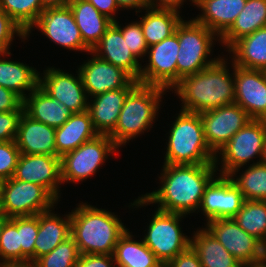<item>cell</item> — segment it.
<instances>
[{"label":"cell","instance_id":"cell-57","mask_svg":"<svg viewBox=\"0 0 266 267\" xmlns=\"http://www.w3.org/2000/svg\"><path fill=\"white\" fill-rule=\"evenodd\" d=\"M159 267H169L168 264H161Z\"/></svg>","mask_w":266,"mask_h":267},{"label":"cell","instance_id":"cell-12","mask_svg":"<svg viewBox=\"0 0 266 267\" xmlns=\"http://www.w3.org/2000/svg\"><path fill=\"white\" fill-rule=\"evenodd\" d=\"M33 28H37L50 42L69 51L90 52L83 43L80 30L76 24L74 14L69 6L49 7L40 14L37 21L26 32L29 39Z\"/></svg>","mask_w":266,"mask_h":267},{"label":"cell","instance_id":"cell-55","mask_svg":"<svg viewBox=\"0 0 266 267\" xmlns=\"http://www.w3.org/2000/svg\"><path fill=\"white\" fill-rule=\"evenodd\" d=\"M4 215L3 213V209H2V196H1V192H0V217H2Z\"/></svg>","mask_w":266,"mask_h":267},{"label":"cell","instance_id":"cell-33","mask_svg":"<svg viewBox=\"0 0 266 267\" xmlns=\"http://www.w3.org/2000/svg\"><path fill=\"white\" fill-rule=\"evenodd\" d=\"M145 10V14L138 17H140L139 22L148 47L158 44L174 34L177 25L183 19L180 16L181 12L175 10L151 7Z\"/></svg>","mask_w":266,"mask_h":267},{"label":"cell","instance_id":"cell-20","mask_svg":"<svg viewBox=\"0 0 266 267\" xmlns=\"http://www.w3.org/2000/svg\"><path fill=\"white\" fill-rule=\"evenodd\" d=\"M97 57L120 67L139 82L142 62L130 51L120 28L113 22L91 50Z\"/></svg>","mask_w":266,"mask_h":267},{"label":"cell","instance_id":"cell-44","mask_svg":"<svg viewBox=\"0 0 266 267\" xmlns=\"http://www.w3.org/2000/svg\"><path fill=\"white\" fill-rule=\"evenodd\" d=\"M75 267H116L113 255L81 254Z\"/></svg>","mask_w":266,"mask_h":267},{"label":"cell","instance_id":"cell-41","mask_svg":"<svg viewBox=\"0 0 266 267\" xmlns=\"http://www.w3.org/2000/svg\"><path fill=\"white\" fill-rule=\"evenodd\" d=\"M20 155L15 140L0 142V182L13 177Z\"/></svg>","mask_w":266,"mask_h":267},{"label":"cell","instance_id":"cell-18","mask_svg":"<svg viewBox=\"0 0 266 267\" xmlns=\"http://www.w3.org/2000/svg\"><path fill=\"white\" fill-rule=\"evenodd\" d=\"M13 178L43 186L60 202L62 180L59 156L21 154Z\"/></svg>","mask_w":266,"mask_h":267},{"label":"cell","instance_id":"cell-47","mask_svg":"<svg viewBox=\"0 0 266 267\" xmlns=\"http://www.w3.org/2000/svg\"><path fill=\"white\" fill-rule=\"evenodd\" d=\"M90 2L101 14L107 16L113 22L117 20L116 13L120 11L115 0H86Z\"/></svg>","mask_w":266,"mask_h":267},{"label":"cell","instance_id":"cell-30","mask_svg":"<svg viewBox=\"0 0 266 267\" xmlns=\"http://www.w3.org/2000/svg\"><path fill=\"white\" fill-rule=\"evenodd\" d=\"M266 27V0H247L232 26L219 38L228 50L236 41Z\"/></svg>","mask_w":266,"mask_h":267},{"label":"cell","instance_id":"cell-19","mask_svg":"<svg viewBox=\"0 0 266 267\" xmlns=\"http://www.w3.org/2000/svg\"><path fill=\"white\" fill-rule=\"evenodd\" d=\"M235 104L252 119L266 120V74L234 65Z\"/></svg>","mask_w":266,"mask_h":267},{"label":"cell","instance_id":"cell-8","mask_svg":"<svg viewBox=\"0 0 266 267\" xmlns=\"http://www.w3.org/2000/svg\"><path fill=\"white\" fill-rule=\"evenodd\" d=\"M119 148L108 135H97L94 139L81 144L77 149L61 157L62 184L80 183L92 178L104 162L117 155Z\"/></svg>","mask_w":266,"mask_h":267},{"label":"cell","instance_id":"cell-46","mask_svg":"<svg viewBox=\"0 0 266 267\" xmlns=\"http://www.w3.org/2000/svg\"><path fill=\"white\" fill-rule=\"evenodd\" d=\"M169 267H202L199 256L189 246L168 263Z\"/></svg>","mask_w":266,"mask_h":267},{"label":"cell","instance_id":"cell-39","mask_svg":"<svg viewBox=\"0 0 266 267\" xmlns=\"http://www.w3.org/2000/svg\"><path fill=\"white\" fill-rule=\"evenodd\" d=\"M22 263V247L16 225L9 219L0 236V265Z\"/></svg>","mask_w":266,"mask_h":267},{"label":"cell","instance_id":"cell-10","mask_svg":"<svg viewBox=\"0 0 266 267\" xmlns=\"http://www.w3.org/2000/svg\"><path fill=\"white\" fill-rule=\"evenodd\" d=\"M2 209L8 218L33 216L50 210L58 200L43 186L16 180L0 182Z\"/></svg>","mask_w":266,"mask_h":267},{"label":"cell","instance_id":"cell-53","mask_svg":"<svg viewBox=\"0 0 266 267\" xmlns=\"http://www.w3.org/2000/svg\"><path fill=\"white\" fill-rule=\"evenodd\" d=\"M10 218H8L7 216L3 215L2 217H0V236L2 234L3 228L5 226V223L9 220Z\"/></svg>","mask_w":266,"mask_h":267},{"label":"cell","instance_id":"cell-50","mask_svg":"<svg viewBox=\"0 0 266 267\" xmlns=\"http://www.w3.org/2000/svg\"><path fill=\"white\" fill-rule=\"evenodd\" d=\"M71 0H41L44 8L49 7H66L69 6Z\"/></svg>","mask_w":266,"mask_h":267},{"label":"cell","instance_id":"cell-11","mask_svg":"<svg viewBox=\"0 0 266 267\" xmlns=\"http://www.w3.org/2000/svg\"><path fill=\"white\" fill-rule=\"evenodd\" d=\"M178 25L175 33L148 47V63L141 66L139 83L161 87L169 92L177 84Z\"/></svg>","mask_w":266,"mask_h":267},{"label":"cell","instance_id":"cell-36","mask_svg":"<svg viewBox=\"0 0 266 267\" xmlns=\"http://www.w3.org/2000/svg\"><path fill=\"white\" fill-rule=\"evenodd\" d=\"M0 8L25 33L45 10L41 0H0Z\"/></svg>","mask_w":266,"mask_h":267},{"label":"cell","instance_id":"cell-13","mask_svg":"<svg viewBox=\"0 0 266 267\" xmlns=\"http://www.w3.org/2000/svg\"><path fill=\"white\" fill-rule=\"evenodd\" d=\"M199 114L206 142L215 154L252 119L235 103Z\"/></svg>","mask_w":266,"mask_h":267},{"label":"cell","instance_id":"cell-52","mask_svg":"<svg viewBox=\"0 0 266 267\" xmlns=\"http://www.w3.org/2000/svg\"><path fill=\"white\" fill-rule=\"evenodd\" d=\"M241 267H266V261L263 259L255 263L244 264Z\"/></svg>","mask_w":266,"mask_h":267},{"label":"cell","instance_id":"cell-29","mask_svg":"<svg viewBox=\"0 0 266 267\" xmlns=\"http://www.w3.org/2000/svg\"><path fill=\"white\" fill-rule=\"evenodd\" d=\"M83 43L92 50L113 23L86 0H71L69 3Z\"/></svg>","mask_w":266,"mask_h":267},{"label":"cell","instance_id":"cell-26","mask_svg":"<svg viewBox=\"0 0 266 267\" xmlns=\"http://www.w3.org/2000/svg\"><path fill=\"white\" fill-rule=\"evenodd\" d=\"M97 135L88 111L73 113L62 126L56 128L57 155L61 158Z\"/></svg>","mask_w":266,"mask_h":267},{"label":"cell","instance_id":"cell-48","mask_svg":"<svg viewBox=\"0 0 266 267\" xmlns=\"http://www.w3.org/2000/svg\"><path fill=\"white\" fill-rule=\"evenodd\" d=\"M149 7L156 9H169L180 12L186 0H147ZM194 6V0H189Z\"/></svg>","mask_w":266,"mask_h":267},{"label":"cell","instance_id":"cell-54","mask_svg":"<svg viewBox=\"0 0 266 267\" xmlns=\"http://www.w3.org/2000/svg\"><path fill=\"white\" fill-rule=\"evenodd\" d=\"M261 163L266 165V142H265V146H264V149H263Z\"/></svg>","mask_w":266,"mask_h":267},{"label":"cell","instance_id":"cell-35","mask_svg":"<svg viewBox=\"0 0 266 267\" xmlns=\"http://www.w3.org/2000/svg\"><path fill=\"white\" fill-rule=\"evenodd\" d=\"M233 219L246 233L266 243V201L245 200Z\"/></svg>","mask_w":266,"mask_h":267},{"label":"cell","instance_id":"cell-34","mask_svg":"<svg viewBox=\"0 0 266 267\" xmlns=\"http://www.w3.org/2000/svg\"><path fill=\"white\" fill-rule=\"evenodd\" d=\"M246 167L248 168L242 170V173L233 171L228 176L239 188L245 200L266 201V165L260 162Z\"/></svg>","mask_w":266,"mask_h":267},{"label":"cell","instance_id":"cell-15","mask_svg":"<svg viewBox=\"0 0 266 267\" xmlns=\"http://www.w3.org/2000/svg\"><path fill=\"white\" fill-rule=\"evenodd\" d=\"M92 58L79 65L83 86L88 98L121 88H134L139 82L124 69L97 57L91 51Z\"/></svg>","mask_w":266,"mask_h":267},{"label":"cell","instance_id":"cell-49","mask_svg":"<svg viewBox=\"0 0 266 267\" xmlns=\"http://www.w3.org/2000/svg\"><path fill=\"white\" fill-rule=\"evenodd\" d=\"M115 2L120 10L126 9L129 11V9H135L136 15H138L140 12L142 13L146 8L149 7L147 0H115Z\"/></svg>","mask_w":266,"mask_h":267},{"label":"cell","instance_id":"cell-31","mask_svg":"<svg viewBox=\"0 0 266 267\" xmlns=\"http://www.w3.org/2000/svg\"><path fill=\"white\" fill-rule=\"evenodd\" d=\"M190 246L202 267H241L242 264L206 228L195 229Z\"/></svg>","mask_w":266,"mask_h":267},{"label":"cell","instance_id":"cell-21","mask_svg":"<svg viewBox=\"0 0 266 267\" xmlns=\"http://www.w3.org/2000/svg\"><path fill=\"white\" fill-rule=\"evenodd\" d=\"M55 133V128L34 120L23 112L19 120L15 142L21 154L58 156Z\"/></svg>","mask_w":266,"mask_h":267},{"label":"cell","instance_id":"cell-4","mask_svg":"<svg viewBox=\"0 0 266 267\" xmlns=\"http://www.w3.org/2000/svg\"><path fill=\"white\" fill-rule=\"evenodd\" d=\"M166 92L161 87L138 83L128 93L116 127L108 135L119 149L153 128Z\"/></svg>","mask_w":266,"mask_h":267},{"label":"cell","instance_id":"cell-38","mask_svg":"<svg viewBox=\"0 0 266 267\" xmlns=\"http://www.w3.org/2000/svg\"><path fill=\"white\" fill-rule=\"evenodd\" d=\"M22 247V263H34V244L39 229L38 214L33 216L13 217Z\"/></svg>","mask_w":266,"mask_h":267},{"label":"cell","instance_id":"cell-27","mask_svg":"<svg viewBox=\"0 0 266 267\" xmlns=\"http://www.w3.org/2000/svg\"><path fill=\"white\" fill-rule=\"evenodd\" d=\"M11 55L10 51L0 53V86L13 91L24 100L39 86L40 72L26 63L11 61L7 58Z\"/></svg>","mask_w":266,"mask_h":267},{"label":"cell","instance_id":"cell-23","mask_svg":"<svg viewBox=\"0 0 266 267\" xmlns=\"http://www.w3.org/2000/svg\"><path fill=\"white\" fill-rule=\"evenodd\" d=\"M247 0H194L199 13L193 19L219 38L232 26Z\"/></svg>","mask_w":266,"mask_h":267},{"label":"cell","instance_id":"cell-3","mask_svg":"<svg viewBox=\"0 0 266 267\" xmlns=\"http://www.w3.org/2000/svg\"><path fill=\"white\" fill-rule=\"evenodd\" d=\"M71 210V236L81 254L113 255L126 225L114 212L97 208L88 202Z\"/></svg>","mask_w":266,"mask_h":267},{"label":"cell","instance_id":"cell-24","mask_svg":"<svg viewBox=\"0 0 266 267\" xmlns=\"http://www.w3.org/2000/svg\"><path fill=\"white\" fill-rule=\"evenodd\" d=\"M54 209L38 214L39 229L34 244V262L71 236L70 212L61 216L54 213Z\"/></svg>","mask_w":266,"mask_h":267},{"label":"cell","instance_id":"cell-6","mask_svg":"<svg viewBox=\"0 0 266 267\" xmlns=\"http://www.w3.org/2000/svg\"><path fill=\"white\" fill-rule=\"evenodd\" d=\"M217 41L220 43L219 37L196 22L193 17L188 21L182 19L178 24L177 83L182 78L214 64L221 57L219 55L216 58H209L214 52L213 47Z\"/></svg>","mask_w":266,"mask_h":267},{"label":"cell","instance_id":"cell-1","mask_svg":"<svg viewBox=\"0 0 266 267\" xmlns=\"http://www.w3.org/2000/svg\"><path fill=\"white\" fill-rule=\"evenodd\" d=\"M157 190L141 194L129 208L158 204L155 209L168 213L198 214L204 190L218 174L215 164L171 165L163 164Z\"/></svg>","mask_w":266,"mask_h":267},{"label":"cell","instance_id":"cell-51","mask_svg":"<svg viewBox=\"0 0 266 267\" xmlns=\"http://www.w3.org/2000/svg\"><path fill=\"white\" fill-rule=\"evenodd\" d=\"M0 267H36L34 263H5L0 265Z\"/></svg>","mask_w":266,"mask_h":267},{"label":"cell","instance_id":"cell-5","mask_svg":"<svg viewBox=\"0 0 266 267\" xmlns=\"http://www.w3.org/2000/svg\"><path fill=\"white\" fill-rule=\"evenodd\" d=\"M179 112L167 133L163 164H215L216 154L206 142L200 114L181 109Z\"/></svg>","mask_w":266,"mask_h":267},{"label":"cell","instance_id":"cell-2","mask_svg":"<svg viewBox=\"0 0 266 267\" xmlns=\"http://www.w3.org/2000/svg\"><path fill=\"white\" fill-rule=\"evenodd\" d=\"M227 60L221 56L207 68L182 78L171 89L182 102L181 110L199 114L235 102L234 65L231 63L230 74Z\"/></svg>","mask_w":266,"mask_h":267},{"label":"cell","instance_id":"cell-40","mask_svg":"<svg viewBox=\"0 0 266 267\" xmlns=\"http://www.w3.org/2000/svg\"><path fill=\"white\" fill-rule=\"evenodd\" d=\"M114 23L120 28L123 39H126L130 51L139 61H142L143 58L146 57L148 45L143 35L140 22L134 21L129 24L127 23V25L123 27L119 24L120 22H118V20L114 21Z\"/></svg>","mask_w":266,"mask_h":267},{"label":"cell","instance_id":"cell-7","mask_svg":"<svg viewBox=\"0 0 266 267\" xmlns=\"http://www.w3.org/2000/svg\"><path fill=\"white\" fill-rule=\"evenodd\" d=\"M265 142L266 120L251 119L216 154L215 165L220 172L218 174L229 175L233 171L239 172L242 167L250 165L251 161L252 164L260 163ZM254 157L259 159L255 162Z\"/></svg>","mask_w":266,"mask_h":267},{"label":"cell","instance_id":"cell-14","mask_svg":"<svg viewBox=\"0 0 266 267\" xmlns=\"http://www.w3.org/2000/svg\"><path fill=\"white\" fill-rule=\"evenodd\" d=\"M205 226L242 265L263 260L264 245L246 233L233 218L215 219Z\"/></svg>","mask_w":266,"mask_h":267},{"label":"cell","instance_id":"cell-28","mask_svg":"<svg viewBox=\"0 0 266 267\" xmlns=\"http://www.w3.org/2000/svg\"><path fill=\"white\" fill-rule=\"evenodd\" d=\"M230 63L244 69L266 70V27L236 41L228 50Z\"/></svg>","mask_w":266,"mask_h":267},{"label":"cell","instance_id":"cell-37","mask_svg":"<svg viewBox=\"0 0 266 267\" xmlns=\"http://www.w3.org/2000/svg\"><path fill=\"white\" fill-rule=\"evenodd\" d=\"M81 253L72 236L61 242L50 253L39 257L36 267H75Z\"/></svg>","mask_w":266,"mask_h":267},{"label":"cell","instance_id":"cell-25","mask_svg":"<svg viewBox=\"0 0 266 267\" xmlns=\"http://www.w3.org/2000/svg\"><path fill=\"white\" fill-rule=\"evenodd\" d=\"M23 107L30 118L55 129L62 126L73 114L71 109L51 98L39 86L23 100Z\"/></svg>","mask_w":266,"mask_h":267},{"label":"cell","instance_id":"cell-42","mask_svg":"<svg viewBox=\"0 0 266 267\" xmlns=\"http://www.w3.org/2000/svg\"><path fill=\"white\" fill-rule=\"evenodd\" d=\"M16 35L26 40V33L0 8V53L10 51Z\"/></svg>","mask_w":266,"mask_h":267},{"label":"cell","instance_id":"cell-32","mask_svg":"<svg viewBox=\"0 0 266 267\" xmlns=\"http://www.w3.org/2000/svg\"><path fill=\"white\" fill-rule=\"evenodd\" d=\"M127 229L117 242L113 257L118 267H159L162 263L145 245L143 239L135 240Z\"/></svg>","mask_w":266,"mask_h":267},{"label":"cell","instance_id":"cell-43","mask_svg":"<svg viewBox=\"0 0 266 267\" xmlns=\"http://www.w3.org/2000/svg\"><path fill=\"white\" fill-rule=\"evenodd\" d=\"M24 111L0 112V142L15 140Z\"/></svg>","mask_w":266,"mask_h":267},{"label":"cell","instance_id":"cell-56","mask_svg":"<svg viewBox=\"0 0 266 267\" xmlns=\"http://www.w3.org/2000/svg\"><path fill=\"white\" fill-rule=\"evenodd\" d=\"M263 259L266 261V243L264 244L263 248Z\"/></svg>","mask_w":266,"mask_h":267},{"label":"cell","instance_id":"cell-17","mask_svg":"<svg viewBox=\"0 0 266 267\" xmlns=\"http://www.w3.org/2000/svg\"><path fill=\"white\" fill-rule=\"evenodd\" d=\"M244 196L228 175L215 176L204 190L198 212L206 223L215 219L233 218L244 204Z\"/></svg>","mask_w":266,"mask_h":267},{"label":"cell","instance_id":"cell-45","mask_svg":"<svg viewBox=\"0 0 266 267\" xmlns=\"http://www.w3.org/2000/svg\"><path fill=\"white\" fill-rule=\"evenodd\" d=\"M24 111L23 99L13 91L0 86V112Z\"/></svg>","mask_w":266,"mask_h":267},{"label":"cell","instance_id":"cell-16","mask_svg":"<svg viewBox=\"0 0 266 267\" xmlns=\"http://www.w3.org/2000/svg\"><path fill=\"white\" fill-rule=\"evenodd\" d=\"M76 73L74 76L73 73L49 66L39 74V87L73 113H81L87 111L89 98L79 71L76 70Z\"/></svg>","mask_w":266,"mask_h":267},{"label":"cell","instance_id":"cell-9","mask_svg":"<svg viewBox=\"0 0 266 267\" xmlns=\"http://www.w3.org/2000/svg\"><path fill=\"white\" fill-rule=\"evenodd\" d=\"M155 210L142 239L161 263L167 264L190 246V236L180 225L186 215Z\"/></svg>","mask_w":266,"mask_h":267},{"label":"cell","instance_id":"cell-22","mask_svg":"<svg viewBox=\"0 0 266 267\" xmlns=\"http://www.w3.org/2000/svg\"><path fill=\"white\" fill-rule=\"evenodd\" d=\"M132 89L121 88L89 98L87 111L99 135H109L115 129L125 99Z\"/></svg>","mask_w":266,"mask_h":267}]
</instances>
